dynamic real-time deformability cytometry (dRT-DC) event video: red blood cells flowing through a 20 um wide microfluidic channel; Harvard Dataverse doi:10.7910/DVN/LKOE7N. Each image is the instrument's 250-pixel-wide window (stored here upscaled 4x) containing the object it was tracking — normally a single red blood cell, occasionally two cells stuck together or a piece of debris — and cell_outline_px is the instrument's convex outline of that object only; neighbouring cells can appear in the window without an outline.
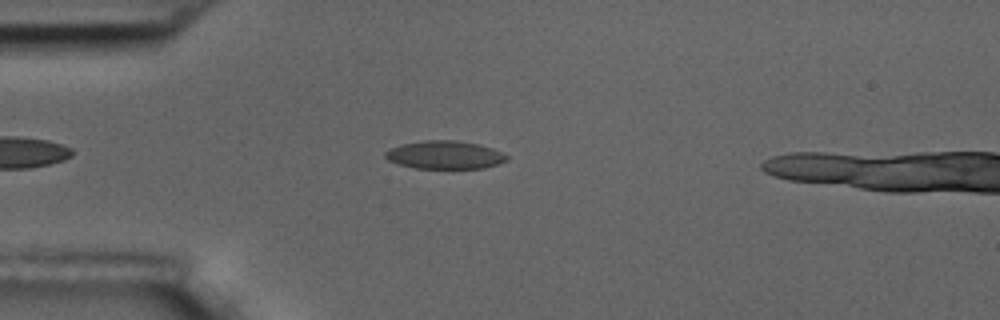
{"species": "common noctule bat (a hibernating species)", "species_latin": "Nyctalus noctula", "temperature_condition": "room temperature", "stored_images_in_passage": 46, "camera_frame_rate_fps": 3000, "um_per_image_px": 0.085, "animal": {"sex": "male", "body_mass_g": 17.5, "forearm_length_mm": 52.3}, "frame": {"image": 1, "passage_image": 8, "time_ms": 2.333, "image_size_px": [1000, 320], "cell_outline_px": [[508, 160], [500, 164], [484, 168], [416, 168], [396, 164], [388, 160], [384, 156], [384, 152], [388, 148], [400, 144], [424, 140], [456, 140], [480, 144], [492, 148], [508, 156]], "centroid_in_image_um": [37.78, 13.16], "position_along_channel_um": 47.2, "area_um2": 20.17}}
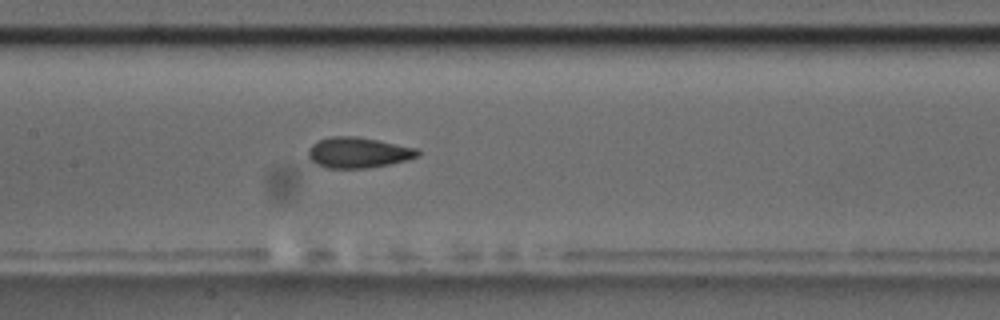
{"frame": {"image": 2, "passage_image": 20, "time_ms": 6.333, "image_size_px": [1000, 320], "cell_outline_px": [[420, 156], [408, 160], [388, 164], [364, 168], [328, 168], [316, 164], [308, 156], [308, 148], [312, 144], [328, 136], [356, 136], [416, 148], [420, 152]], "centroid_in_image_um": [30.43, 12.97], "position_along_channel_um": 177.0, "area_um2": 19.42}}
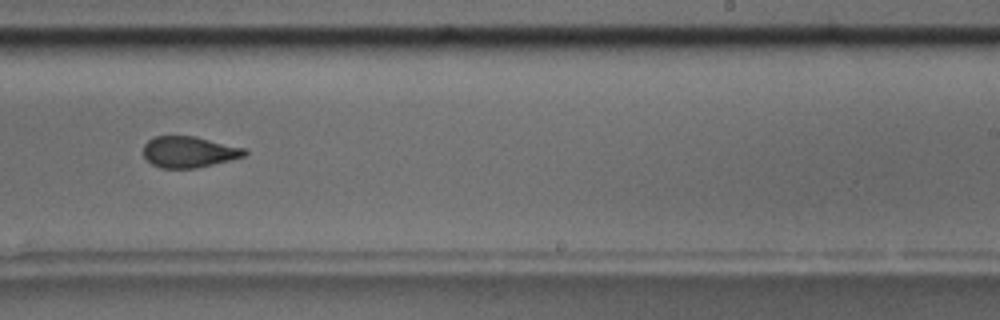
{"frame": {"image": 3, "passage_image": 28, "time_ms": 9.0, "image_size_px": [1000, 320], "cell_outline_px": [[248, 152], [244, 156], [196, 168], [160, 168], [152, 164], [144, 156], [144, 144], [148, 140], [156, 136], [196, 136], [244, 148]], "centroid_in_image_um": [16.04, 12.91], "position_along_channel_um": 273.0, "area_um2": 18.21}, "authors_computed_cell_mechanics": {"area_um2": 19.3919, "velocity_mm_per_s": 3.6158, "shape_relaxation_time_tau1_ms": 4.7907, "shape_relaxation_time_tau2_ms": 1.6934, "deformation_change_tau1": 0.131, "deformation_change_tau2": 0.0715}}